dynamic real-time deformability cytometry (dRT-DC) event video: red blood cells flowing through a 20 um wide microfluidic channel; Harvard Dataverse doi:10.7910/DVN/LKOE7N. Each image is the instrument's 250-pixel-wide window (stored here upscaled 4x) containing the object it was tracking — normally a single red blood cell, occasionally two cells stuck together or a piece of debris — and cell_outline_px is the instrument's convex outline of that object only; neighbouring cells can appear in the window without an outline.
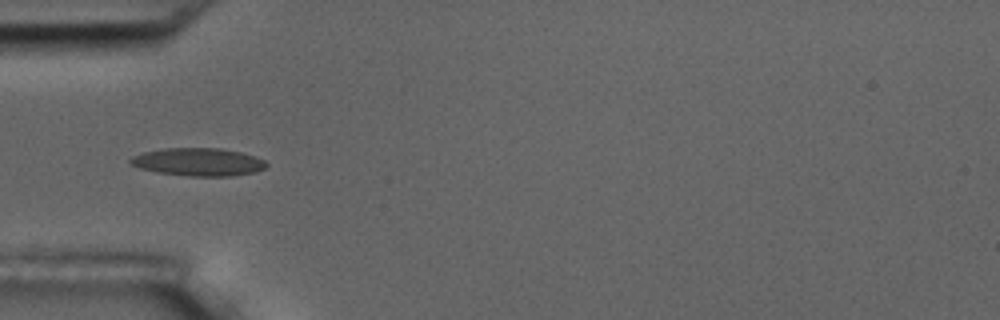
{"species": "common noctule bat (a hibernating species)", "species_latin": "Nyctalus noctula", "temperature_condition": "room temperature", "stored_images_in_passage": 15, "camera_frame_rate_fps": 3000, "um_per_image_px": 0.085, "animal": {"sex": "male", "body_mass_g": 17.5, "forearm_length_mm": 52.3}, "frame": {"image": 1, "passage_image": 5, "time_ms": 5.667, "image_size_px": [1000, 320], "cell_outline_px": [[268, 164], [264, 168], [256, 172], [232, 176], [188, 176], [156, 172], [140, 168], [128, 164], [128, 160], [132, 156], [144, 152], [164, 148], [220, 148], [240, 152], [256, 156], [264, 160]], "centroid_in_image_um": [16.84, 13.77], "position_along_channel_um": 68.2, "area_um2": 22.25}}
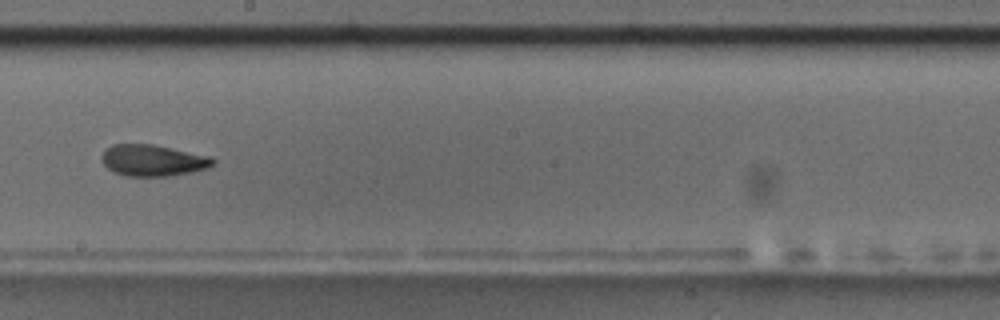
{"frame": {"image": 2, "passage_image": 9, "time_ms": 10.333, "image_size_px": [1000, 320], "cell_outline_px": [[216, 164], [208, 168], [192, 172], [168, 176], [128, 176], [116, 172], [108, 168], [100, 160], [100, 156], [104, 148], [112, 144], [152, 144], [212, 156], [216, 160]], "centroid_in_image_um": [13.01, 13.62], "position_along_channel_um": 235.2, "area_um2": 20.63}, "authors_computed_cell_mechanics": {"area_um2": 19.941, "velocity_mm_per_s": 3.5926, "shape_relaxation_time_tau1_ms": 3.3596, "shape_relaxation_time_tau2_ms": 1.3829, "deformation_change_tau1": 0.1386, "deformation_change_tau2": 0.0872}}